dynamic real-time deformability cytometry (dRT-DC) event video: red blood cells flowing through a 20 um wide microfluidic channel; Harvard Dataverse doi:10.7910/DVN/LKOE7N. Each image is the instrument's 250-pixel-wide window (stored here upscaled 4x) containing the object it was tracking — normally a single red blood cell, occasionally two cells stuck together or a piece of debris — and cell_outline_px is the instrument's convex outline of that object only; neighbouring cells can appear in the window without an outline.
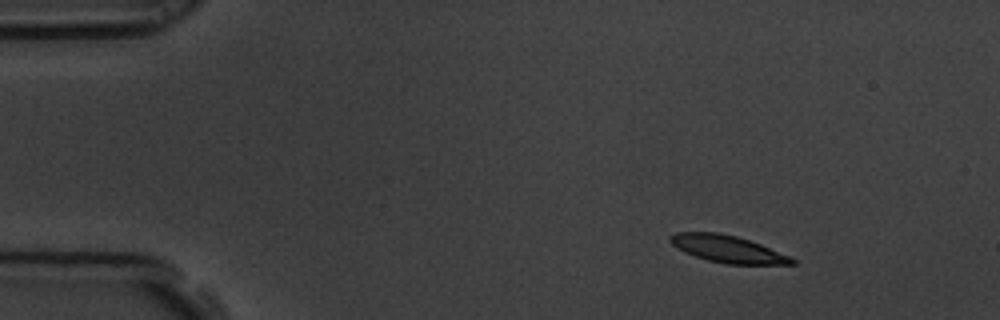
{"species": "common noctule bat (a hibernating species)", "species_latin": "Nyctalus noctula", "temperature_condition": "room temperature", "stored_images_in_passage": 6, "camera_frame_rate_fps": 3000, "um_per_image_px": 0.085, "animal": {"sex": "male", "body_mass_g": 19.5, "forearm_length_mm": 54.6}, "frame": {"image": 1, "passage_image": 1, "time_ms": 0.0, "image_size_px": [1000, 320], "cell_outline_px": [[796, 264], [728, 264], [708, 260], [684, 252], [676, 248], [668, 240], [668, 236], [676, 232], [716, 232], [736, 236], [760, 244], [792, 256], [796, 260]], "centroid_in_image_um": [61.85, 21.16], "position_along_channel_um": 23.2, "area_um2": 19.25}}
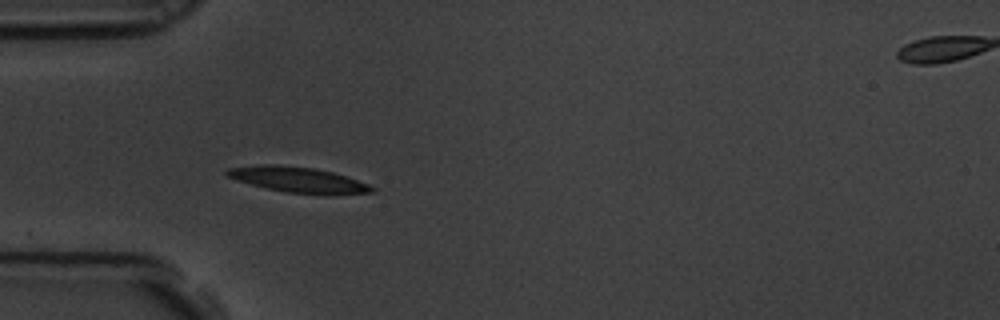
{"frame": {"image": 2, "passage_image": 4, "time_ms": 1.0, "image_size_px": [1000, 320], "cell_outline_px": [[376, 188], [372, 192], [332, 196], [324, 196], [284, 192], [236, 180], [224, 176], [224, 172], [228, 168], [260, 164], [276, 164], [312, 168], [332, 172], [368, 184]], "centroid_in_image_um": [25.34, 15.3], "position_along_channel_um": 59.7, "area_um2": 21.85}}
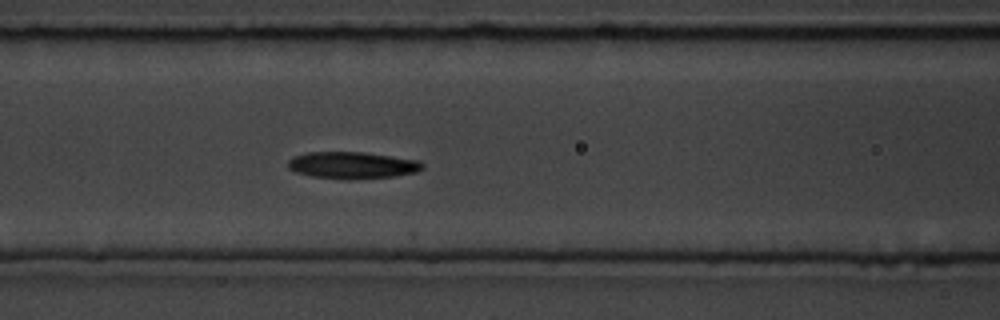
{"frame": {"image": 3, "passage_image": 6, "time_ms": 1.667, "image_size_px": [1000, 320], "cell_outline_px": [[424, 168], [416, 172], [396, 176], [348, 180], [344, 180], [312, 176], [296, 172], [288, 168], [288, 160], [292, 156], [308, 152], [364, 152], [420, 160], [424, 164]], "centroid_in_image_um": [29.96, 14.05], "position_along_channel_um": 136.6, "area_um2": 21.33}}